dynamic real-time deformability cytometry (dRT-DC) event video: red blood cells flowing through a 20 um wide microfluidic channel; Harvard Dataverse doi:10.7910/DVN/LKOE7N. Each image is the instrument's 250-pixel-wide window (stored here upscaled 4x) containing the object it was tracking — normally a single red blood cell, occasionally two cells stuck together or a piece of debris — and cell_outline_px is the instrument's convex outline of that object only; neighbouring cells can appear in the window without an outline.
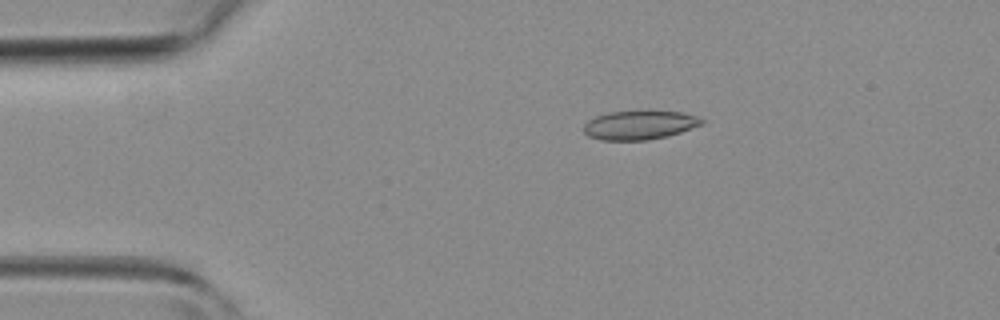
{"species": "common noctule bat (a hibernating species)", "species_latin": "Nyctalus noctula", "temperature_condition": "room temperature", "stored_images_in_passage": 4, "camera_frame_rate_fps": 3000, "um_per_image_px": 0.085, "animal": {"sex": "female", "body_mass_g": 19.3, "forearm_length_mm": 54.1}, "frame": {"image": 1, "passage_image": 4, "time_ms": 4.667, "image_size_px": [1000, 320], "cell_outline_px": [[704, 124], [668, 136], [648, 140], [600, 140], [588, 136], [584, 132], [584, 124], [588, 120], [596, 116], [608, 112], [680, 112], [696, 116], [704, 120]], "centroid_in_image_um": [54.34, 10.65], "position_along_channel_um": 30.7, "area_um2": 19.65}}